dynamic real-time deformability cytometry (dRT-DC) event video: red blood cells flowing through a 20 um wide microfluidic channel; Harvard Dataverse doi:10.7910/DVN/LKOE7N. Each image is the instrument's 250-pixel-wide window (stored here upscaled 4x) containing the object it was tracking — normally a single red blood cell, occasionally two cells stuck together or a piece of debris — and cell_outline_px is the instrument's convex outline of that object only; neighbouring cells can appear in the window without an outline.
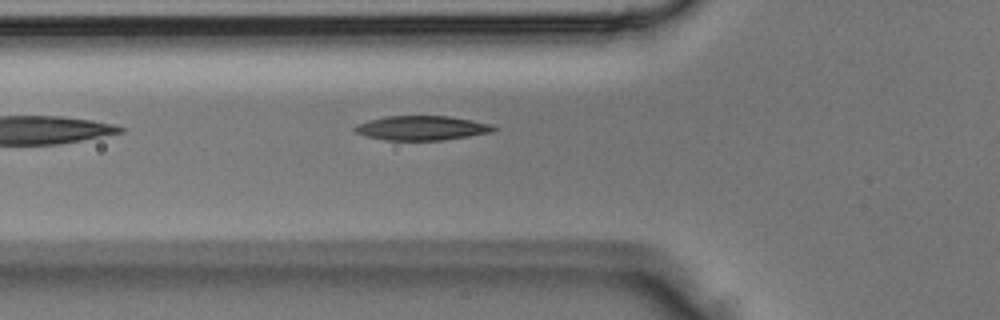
{"species": "Egyptian fruit bat (a non-hibernating species)", "species_latin": "Rousettus aegyptiacus", "temperature_condition": "room temperature", "stored_images_in_passage": 2, "camera_frame_rate_fps": 3000, "um_per_image_px": 0.085, "animal": {"sex": "male"}, "frame": {"image": 1, "passage_image": 2, "time_ms": 0.333, "image_size_px": [1000, 320], "cell_outline_px": [[500, 128], [492, 132], [444, 140], [384, 140], [364, 136], [356, 132], [352, 128], [368, 120], [388, 116], [448, 116], [472, 120], [492, 124]], "centroid_in_image_um": [35.88, 10.88], "position_along_channel_um": 89.9, "area_um2": 19.77}}